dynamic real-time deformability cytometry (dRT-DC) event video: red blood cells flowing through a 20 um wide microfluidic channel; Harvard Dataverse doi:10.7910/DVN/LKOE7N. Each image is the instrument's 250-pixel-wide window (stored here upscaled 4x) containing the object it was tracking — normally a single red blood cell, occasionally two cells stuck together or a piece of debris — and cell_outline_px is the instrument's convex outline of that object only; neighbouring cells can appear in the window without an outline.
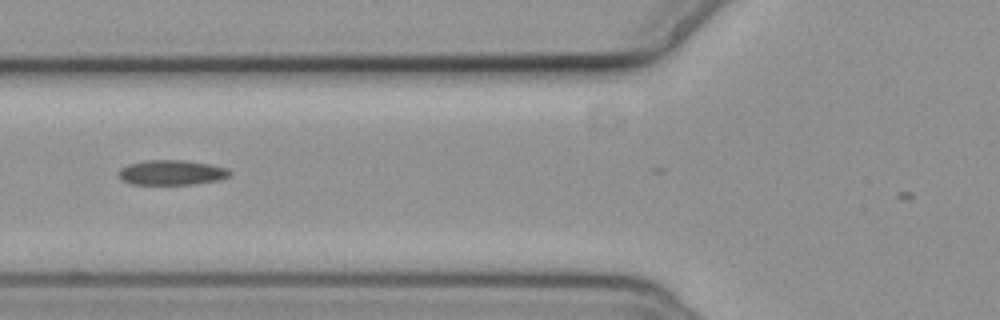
{"species": "common noctule bat (a hibernating species)", "species_latin": "Nyctalus noctula", "temperature_condition": "cold", "stored_images_in_passage": 5, "camera_frame_rate_fps": 3000, "um_per_image_px": 0.085, "animal": {"sex": "female", "body_mass_g": 19.3, "forearm_length_mm": 54.1}, "frame": {"image": 1, "passage_image": 2, "time_ms": 1.0, "image_size_px": [1000, 320], "cell_outline_px": [[232, 172], [228, 176], [220, 180], [192, 184], [132, 184], [120, 180], [116, 176], [120, 168], [128, 164], [144, 160], [184, 160], [208, 164], [228, 168]], "centroid_in_image_um": [14.54, 14.66], "position_along_channel_um": 111.3, "area_um2": 16.3}}
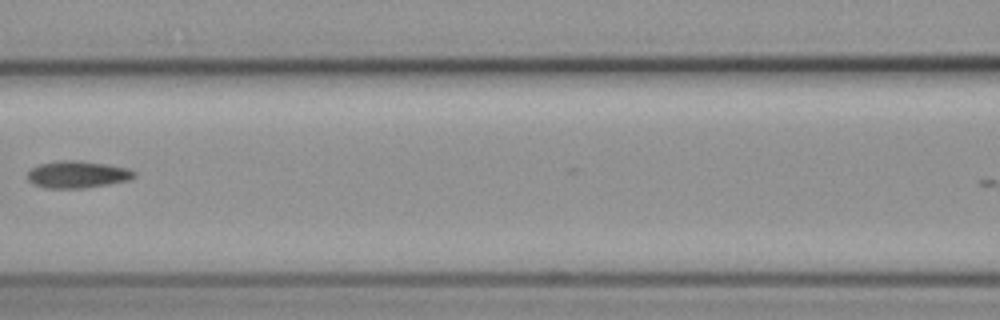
{"frame": {"image": 2, "passage_image": 3, "time_ms": 2.333, "image_size_px": [1000, 320], "cell_outline_px": [[136, 176], [132, 180], [84, 188], [48, 188], [32, 184], [28, 180], [28, 172], [32, 168], [40, 164], [56, 160], [80, 160], [108, 164], [128, 168], [136, 172]], "centroid_in_image_um": [6.62, 14.82], "position_along_channel_um": 160.0, "area_um2": 17.05}}
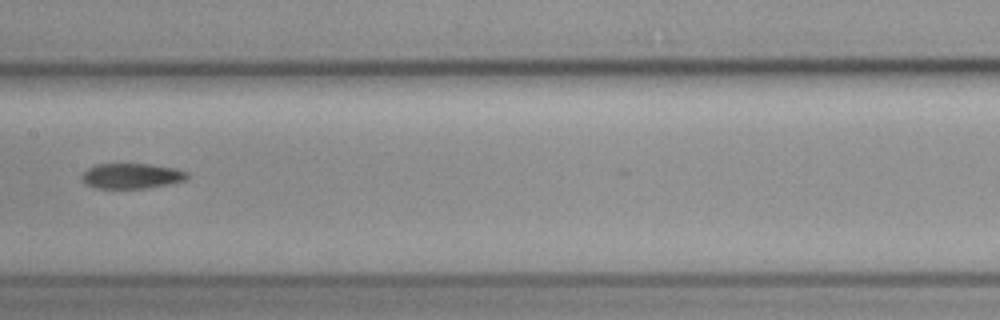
{"frame": {"image": 3, "passage_image": 4, "time_ms": 3.333, "image_size_px": [1000, 320], "cell_outline_px": [[188, 176], [184, 180], [168, 184], [144, 188], [96, 188], [88, 184], [84, 180], [84, 172], [88, 168], [96, 164], [152, 164], [176, 168], [188, 172]], "centroid_in_image_um": [11.23, 14.94], "position_along_channel_um": 196.2, "area_um2": 15.26}}